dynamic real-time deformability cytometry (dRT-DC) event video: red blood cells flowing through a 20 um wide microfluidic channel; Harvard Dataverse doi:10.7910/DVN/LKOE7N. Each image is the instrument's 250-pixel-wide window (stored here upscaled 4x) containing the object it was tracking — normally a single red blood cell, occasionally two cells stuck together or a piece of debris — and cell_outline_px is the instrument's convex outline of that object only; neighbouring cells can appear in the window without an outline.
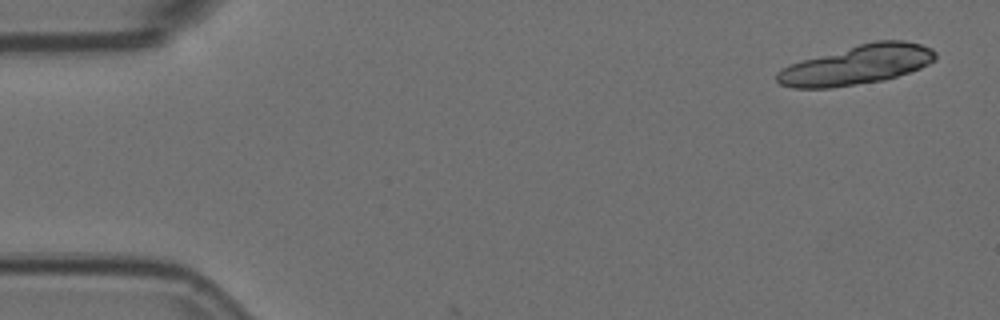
{"species": "Egyptian fruit bat (a non-hibernating species)", "species_latin": "Rousettus aegyptiacus", "temperature_condition": "room temperature", "stored_images_in_passage": 3, "camera_frame_rate_fps": 3000, "um_per_image_px": 0.085, "animal": {"sex": "female"}, "frame": {"image": 1, "passage_image": 1, "time_ms": 0.0, "image_size_px": [1000, 320], "cell_outline_px": [[936, 60], [920, 68], [884, 80], [832, 88], [792, 88], [780, 84], [776, 80], [776, 72], [792, 64], [804, 60], [860, 44], [876, 40], [904, 40], [920, 44], [932, 48], [936, 52]], "centroid_in_image_um": [72.88, 5.52], "position_along_channel_um": 12.1, "area_um2": 35.95}}